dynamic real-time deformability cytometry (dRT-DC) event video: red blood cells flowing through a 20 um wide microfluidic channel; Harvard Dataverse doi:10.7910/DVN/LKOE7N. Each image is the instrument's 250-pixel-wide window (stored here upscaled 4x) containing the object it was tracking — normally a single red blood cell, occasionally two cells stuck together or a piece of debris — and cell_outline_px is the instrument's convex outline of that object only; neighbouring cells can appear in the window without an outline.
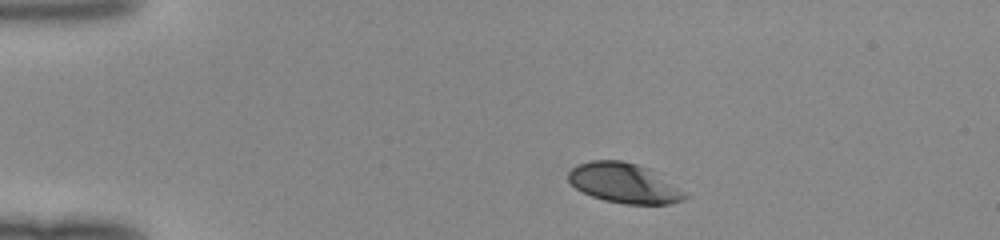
{"species": "human", "species_latin": "Homo sapiens", "temperature_condition": "room temperature", "stored_images_in_passage": 41, "camera_frame_rate_fps": 3000, "um_per_image_px": 0.085, "donor": {"sex": "female"}, "frame": {"image": 1, "passage_image": 1, "time_ms": 0.0, "image_size_px": [1000, 240], "cell_outline_px": [[692, 196], [684, 200], [668, 204], [624, 204], [604, 200], [592, 196], [576, 188], [568, 180], [568, 172], [576, 164], [592, 160], [620, 160], [652, 168], [688, 192]], "centroid_in_image_um": [53.14, 15.56], "position_along_channel_um": 31.9, "area_um2": 27.69}}
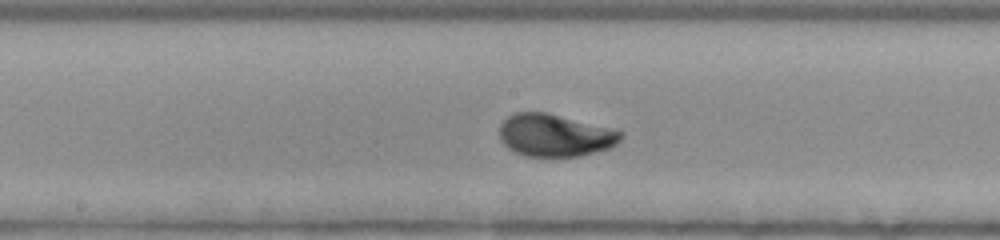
{"frame": {"image": 2, "passage_image": 18, "time_ms": 5.667, "image_size_px": [1000, 240], "cell_outline_px": [[624, 136], [616, 144], [608, 148], [580, 156], [524, 156], [508, 148], [500, 140], [500, 124], [512, 112], [548, 112], [616, 128], [624, 132]], "centroid_in_image_um": [47.2, 11.47], "position_along_channel_um": 201.0, "area_um2": 30.46}}
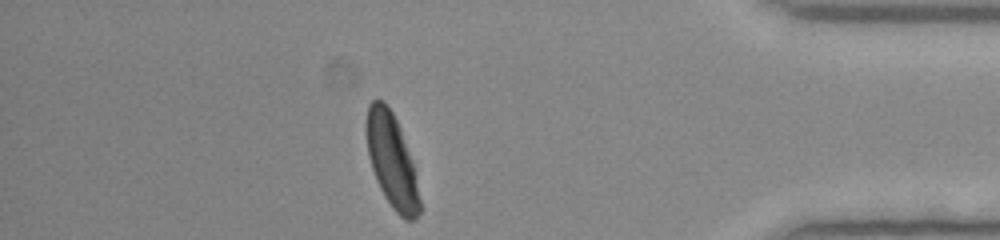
{"frame": {"image": 3, "passage_image": 35, "time_ms": 11.333, "image_size_px": [1000, 240], "cell_outline_px": [[420, 212], [412, 220], [404, 220], [392, 208], [384, 196], [376, 180], [368, 156], [364, 128], [364, 124], [368, 104], [372, 100], [380, 100], [392, 112], [400, 128], [412, 164], [420, 200]], "centroid_in_image_um": [33.24, 13.65], "position_along_channel_um": 402.0, "area_um2": 28.78}}